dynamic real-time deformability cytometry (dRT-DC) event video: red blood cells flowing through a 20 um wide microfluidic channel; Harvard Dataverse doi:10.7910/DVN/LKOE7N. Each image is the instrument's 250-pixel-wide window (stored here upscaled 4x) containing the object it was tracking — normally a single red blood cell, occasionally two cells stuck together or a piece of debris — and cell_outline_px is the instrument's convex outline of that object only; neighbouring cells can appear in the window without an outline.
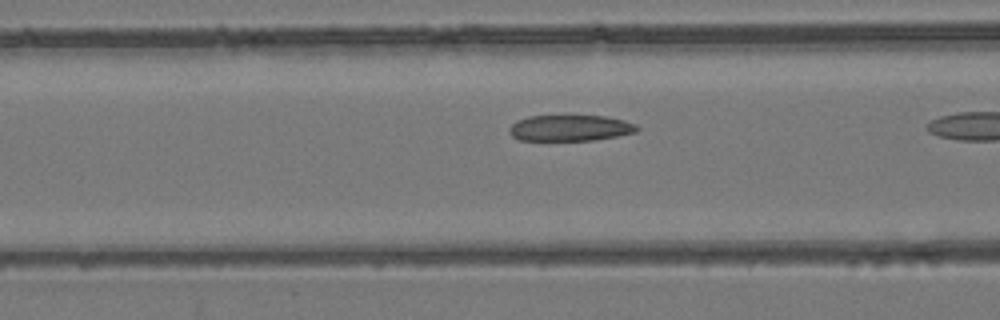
{"species": "common noctule bat (a hibernating species)", "species_latin": "Nyctalus noctula", "temperature_condition": "room temperature", "stored_images_in_passage": 8, "camera_frame_rate_fps": 3000, "um_per_image_px": 0.085, "animal": {"sex": "female", "body_mass_g": 24.6, "forearm_length_mm": 56.2}, "frame": {"image": 1, "passage_image": 6, "time_ms": 1.667, "image_size_px": [1000, 320], "cell_outline_px": [[640, 128], [636, 132], [616, 136], [592, 140], [520, 140], [512, 136], [508, 132], [508, 128], [516, 120], [528, 116], [604, 116], [624, 120], [636, 124]], "centroid_in_image_um": [48.44, 10.88], "position_along_channel_um": 118.2, "area_um2": 19.36}}